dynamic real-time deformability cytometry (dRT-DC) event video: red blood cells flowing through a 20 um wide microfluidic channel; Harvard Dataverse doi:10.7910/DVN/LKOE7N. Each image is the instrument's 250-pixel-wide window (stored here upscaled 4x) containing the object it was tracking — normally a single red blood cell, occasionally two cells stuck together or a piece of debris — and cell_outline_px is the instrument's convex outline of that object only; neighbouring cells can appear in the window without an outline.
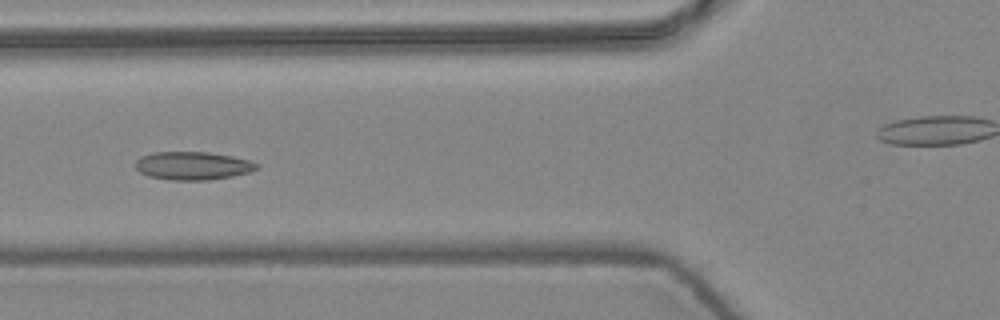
{"species": "common noctule bat (a hibernating species)", "species_latin": "Nyctalus noctula", "temperature_condition": "warm", "stored_images_in_passage": 12, "camera_frame_rate_fps": 3000, "um_per_image_px": 0.085, "animal": {"sex": "female", "body_mass_g": 24.6, "forearm_length_mm": 56.2}, "frame": {"image": 1, "passage_image": 6, "time_ms": 1.667, "image_size_px": [1000, 320], "cell_outline_px": [[260, 168], [248, 172], [232, 176], [208, 180], [168, 180], [148, 176], [140, 172], [136, 168], [136, 160], [140, 156], [152, 152], [208, 152], [232, 156], [252, 160], [260, 164]], "centroid_in_image_um": [16.4, 14.08], "position_along_channel_um": 109.4, "area_um2": 20.11}}
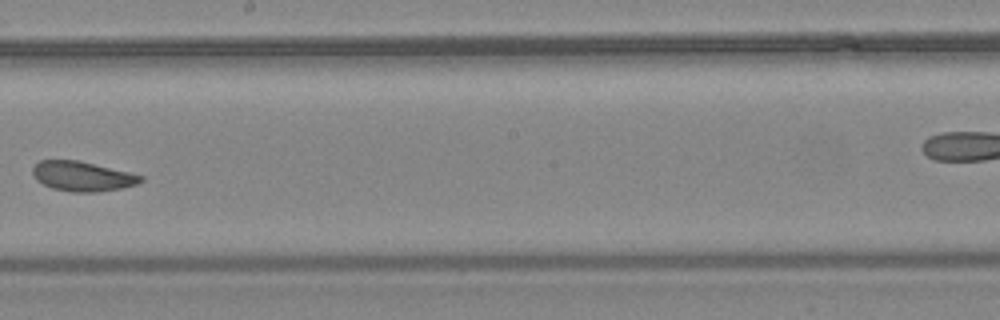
{"frame": {"image": 2, "passage_image": 9, "time_ms": 2.667, "image_size_px": [1000, 320], "cell_outline_px": [[144, 180], [136, 184], [120, 188], [96, 192], [72, 192], [52, 188], [36, 180], [32, 172], [32, 168], [40, 160], [80, 160], [144, 176]], "centroid_in_image_um": [6.99, 14.98], "position_along_channel_um": 241.2, "area_um2": 18.67}}
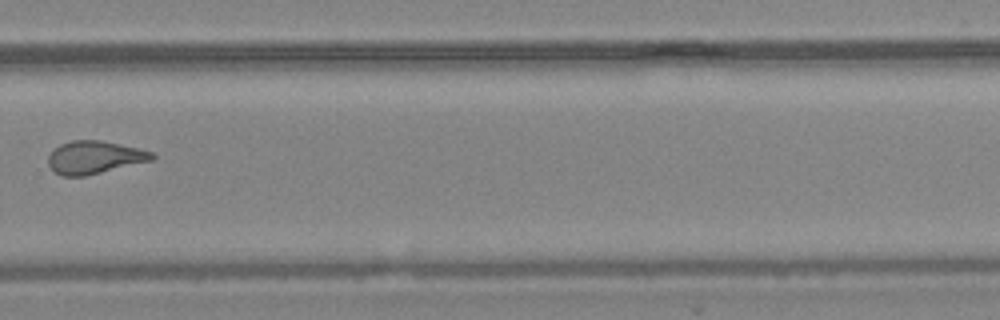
{"frame": {"image": 3, "passage_image": 12, "time_ms": 3.667, "image_size_px": [1000, 320], "cell_outline_px": [[156, 156], [152, 160], [84, 176], [64, 176], [56, 172], [48, 164], [48, 156], [60, 144], [72, 140], [100, 140], [140, 148], [152, 152]], "centroid_in_image_um": [8.04, 13.36], "position_along_channel_um": 321.8, "area_um2": 19.59}}